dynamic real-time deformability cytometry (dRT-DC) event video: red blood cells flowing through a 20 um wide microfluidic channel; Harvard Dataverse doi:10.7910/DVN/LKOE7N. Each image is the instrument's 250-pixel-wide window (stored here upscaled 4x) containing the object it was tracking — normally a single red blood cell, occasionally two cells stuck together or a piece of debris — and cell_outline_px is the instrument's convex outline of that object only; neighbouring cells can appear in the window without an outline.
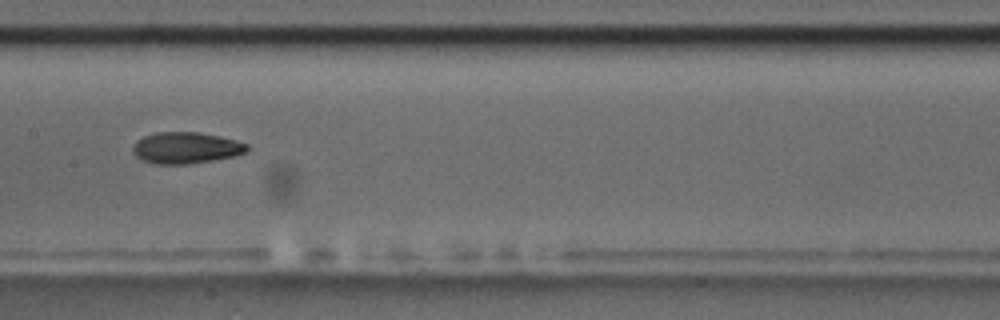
{"species": "common noctule bat (a hibernating species)", "species_latin": "Nyctalus noctula", "temperature_condition": "room temperature", "stored_images_in_passage": 5, "camera_frame_rate_fps": 3000, "um_per_image_px": 0.085, "animal": {"sex": "male", "body_mass_g": 17.5, "forearm_length_mm": 52.3}, "frame": {"image": 1, "passage_image": 4, "time_ms": 3.333, "image_size_px": [1000, 320], "cell_outline_px": [[248, 148], [244, 152], [236, 156], [188, 164], [156, 164], [144, 160], [136, 156], [132, 152], [132, 144], [136, 140], [144, 136], [156, 132], [196, 132], [236, 140], [248, 144]], "centroid_in_image_um": [15.76, 12.57], "position_along_channel_um": 191.6, "area_um2": 20.81}}
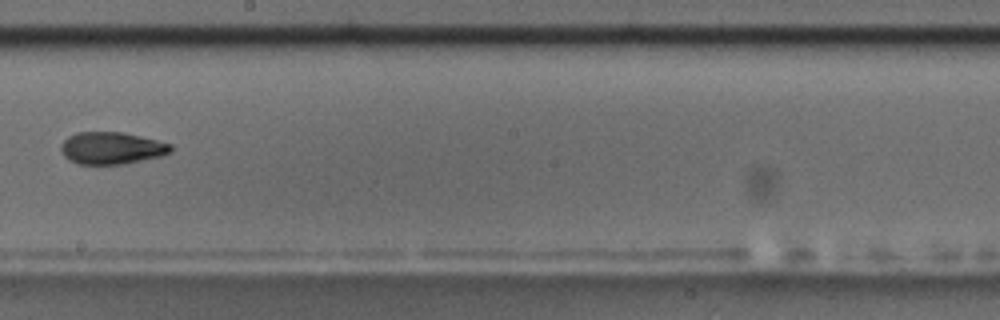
{"frame": {"image": 2, "passage_image": 5, "time_ms": 4.667, "image_size_px": [1000, 320], "cell_outline_px": [[172, 152], [164, 156], [124, 164], [76, 164], [68, 160], [64, 156], [60, 148], [60, 144], [68, 136], [76, 132], [124, 132], [172, 144]], "centroid_in_image_um": [9.49, 12.59], "position_along_channel_um": 238.7, "area_um2": 20.87}}